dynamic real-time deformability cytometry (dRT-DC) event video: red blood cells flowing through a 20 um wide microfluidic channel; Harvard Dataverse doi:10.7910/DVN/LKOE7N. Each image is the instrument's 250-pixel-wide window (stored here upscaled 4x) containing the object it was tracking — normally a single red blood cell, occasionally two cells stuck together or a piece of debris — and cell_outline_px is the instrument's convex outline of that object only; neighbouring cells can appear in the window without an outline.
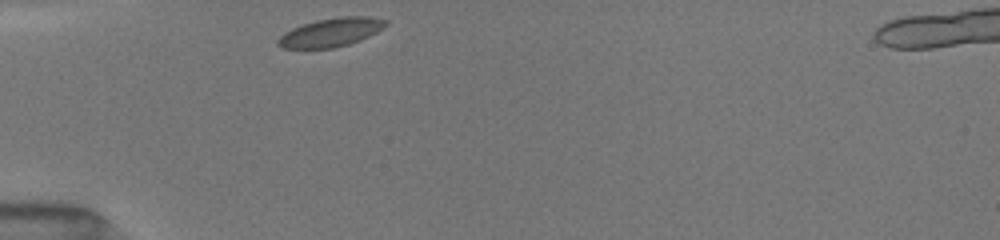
{"species": "common noctule bat (a hibernating species)", "species_latin": "Nyctalus noctula", "temperature_condition": "room temperature", "stored_images_in_passage": 29, "camera_frame_rate_fps": 3000, "um_per_image_px": 0.085, "animal": {"sex": "female", "body_mass_g": 19.5, "forearm_length_mm": 54.1}, "frame": {"image": 1, "passage_image": 1, "time_ms": 0.0, "image_size_px": [1000, 240], "cell_outline_px": [[388, 24], [384, 28], [360, 40], [348, 44], [332, 48], [280, 48], [276, 44], [276, 40], [284, 32], [292, 28], [316, 20], [340, 16], [368, 16], [388, 20]], "centroid_in_image_um": [28.12, 2.74], "position_along_channel_um": 56.9, "area_um2": 18.03}}
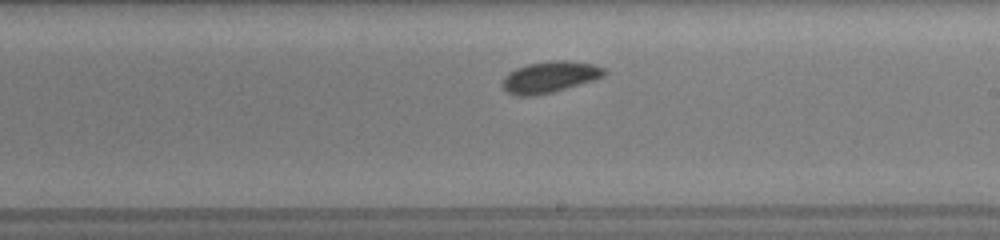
{"frame": {"image": 2, "passage_image": 16, "time_ms": 5.0, "image_size_px": [1000, 240], "cell_outline_px": [[608, 72], [604, 76], [596, 80], [552, 92], [536, 96], [516, 96], [508, 92], [504, 88], [504, 76], [508, 72], [516, 68], [528, 64], [552, 60], [568, 60], [592, 64], [604, 68]], "centroid_in_image_um": [46.77, 6.54], "position_along_channel_um": 242.2, "area_um2": 18.67}}
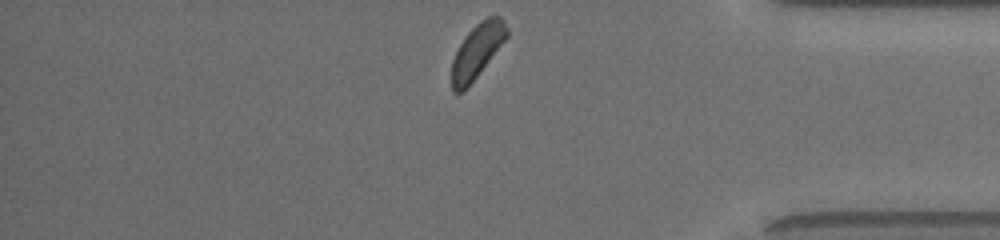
{"frame": {"image": 3, "passage_image": 29, "time_ms": 9.333, "image_size_px": [1000, 240], "cell_outline_px": [[508, 36], [476, 76], [460, 92], [452, 92], [452, 60], [460, 44], [468, 32], [480, 20], [488, 16], [500, 16], [504, 20], [508, 28]], "centroid_in_image_um": [40.57, 4.27], "position_along_channel_um": 394.6, "area_um2": 16.88}, "authors_computed_cell_mechanics": {"area_um2": 18.0336, "velocity_mm_per_s": 3.9528, "shape_relaxation_time_tau1_ms": 5.4948, "shape_relaxation_time_tau2_ms": null, "deformation_change_tau1": 0.0611, "deformation_change_tau2": null}}